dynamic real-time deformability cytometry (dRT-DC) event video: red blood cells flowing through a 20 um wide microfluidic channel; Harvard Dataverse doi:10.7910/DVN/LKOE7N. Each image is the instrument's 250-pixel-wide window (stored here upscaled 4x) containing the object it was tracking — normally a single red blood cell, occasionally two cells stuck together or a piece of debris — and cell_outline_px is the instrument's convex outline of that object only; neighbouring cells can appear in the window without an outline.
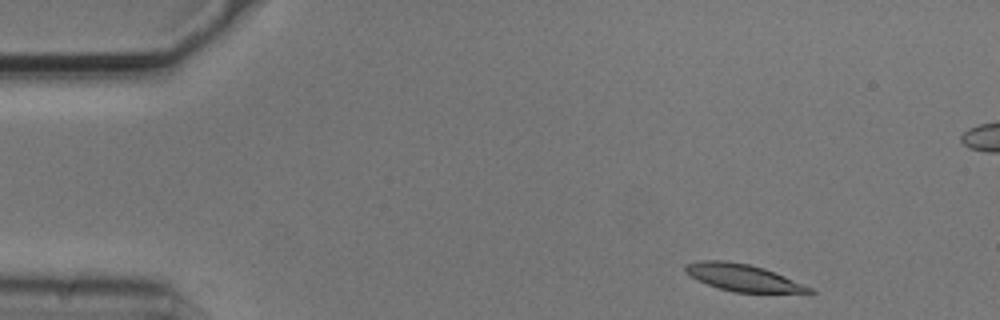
{"species": "common noctule bat (a hibernating species)", "species_latin": "Nyctalus noctula", "temperature_condition": "cold", "stored_images_in_passage": 2, "camera_frame_rate_fps": 3000, "um_per_image_px": 0.085, "animal": {"sex": "male", "body_mass_g": 20.5, "forearm_length_mm": 52.5}, "frame": {"image": 1, "passage_image": 2, "time_ms": 0.333, "image_size_px": [1000, 320], "cell_outline_px": [[816, 292], [812, 296], [732, 292], [708, 284], [684, 272], [684, 264], [700, 260], [724, 260], [748, 264], [764, 268], [784, 276], [812, 288]], "centroid_in_image_um": [63.32, 23.66], "position_along_channel_um": 21.7, "area_um2": 20.29}}